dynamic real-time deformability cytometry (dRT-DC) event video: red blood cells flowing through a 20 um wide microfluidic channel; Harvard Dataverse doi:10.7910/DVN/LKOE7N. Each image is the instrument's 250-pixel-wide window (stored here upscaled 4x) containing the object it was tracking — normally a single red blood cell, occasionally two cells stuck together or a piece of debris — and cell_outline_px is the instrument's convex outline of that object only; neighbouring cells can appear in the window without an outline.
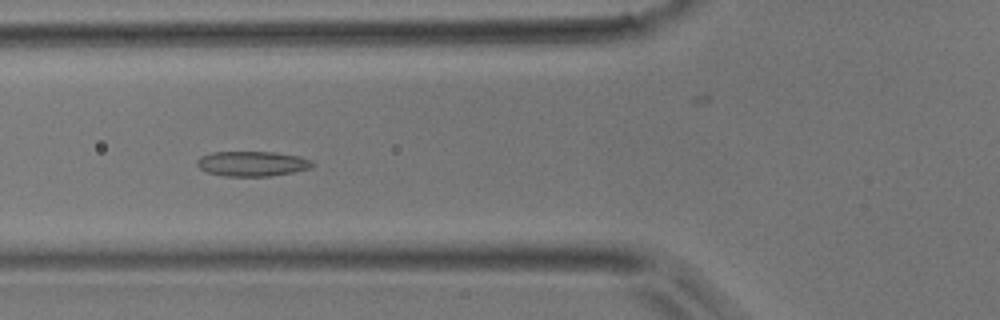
{"species": "common noctule bat (a hibernating species)", "species_latin": "Nyctalus noctula", "temperature_condition": "room temperature", "stored_images_in_passage": 37, "camera_frame_rate_fps": 3000, "um_per_image_px": 0.085, "animal": {"sex": "male", "body_mass_g": 17.9}, "frame": {"image": 1, "passage_image": 6, "time_ms": 1.667, "image_size_px": [1000, 320], "cell_outline_px": [[316, 164], [312, 168], [292, 172], [268, 176], [228, 176], [208, 172], [200, 168], [196, 164], [196, 160], [200, 156], [212, 152], [276, 152], [300, 156], [312, 160]], "centroid_in_image_um": [21.47, 13.9], "position_along_channel_um": 104.3, "area_um2": 16.88}}
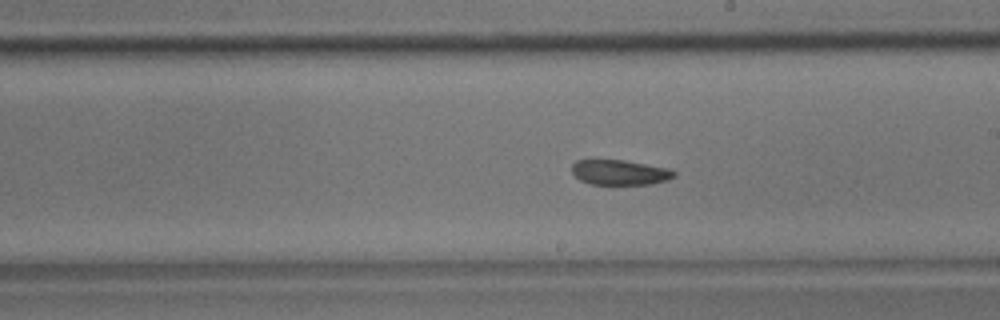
{"frame": {"image": 2, "passage_image": 16, "time_ms": 5.0, "image_size_px": [1000, 320], "cell_outline_px": [[676, 176], [668, 180], [652, 184], [592, 184], [580, 180], [572, 172], [572, 164], [576, 160], [624, 160], [672, 168], [676, 172]], "centroid_in_image_um": [52.75, 14.65], "position_along_channel_um": 236.3, "area_um2": 15.09}}
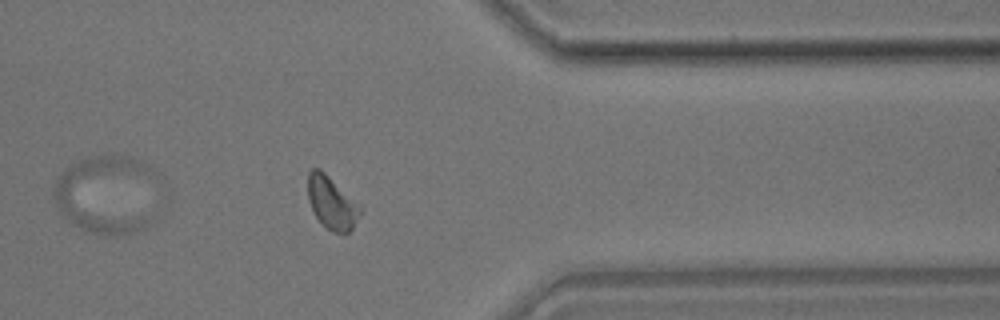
{"frame": {"image": 3, "passage_image": 28, "time_ms": 9.0, "image_size_px": [1000, 320], "cell_outline_px": [[364, 208], [352, 228], [344, 236], [332, 232], [324, 228], [316, 216], [308, 200], [308, 172], [312, 168], [320, 168], [360, 204]], "centroid_in_image_um": [28.22, 17.26], "position_along_channel_um": 383.2, "area_um2": 16.42}}